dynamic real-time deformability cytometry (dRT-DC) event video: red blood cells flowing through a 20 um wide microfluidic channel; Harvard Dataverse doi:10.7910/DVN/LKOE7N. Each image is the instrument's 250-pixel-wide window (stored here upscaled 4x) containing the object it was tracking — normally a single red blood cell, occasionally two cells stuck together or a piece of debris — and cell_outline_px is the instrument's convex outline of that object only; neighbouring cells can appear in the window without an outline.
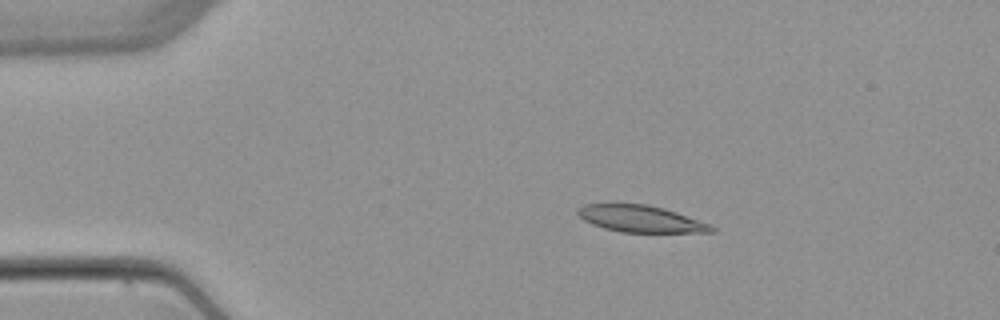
{"species": "common noctule bat (a hibernating species)", "species_latin": "Nyctalus noctula", "temperature_condition": "warm", "stored_images_in_passage": 4, "segment_of_instrument_passage": [1, 2], "camera_frame_rate_fps": 3000, "um_per_image_px": 0.085, "animal": {"sex": "female", "body_mass_g": 22.7, "forearm_length_mm": 54.2}, "frame": {"image": 1, "passage_image": 2, "time_ms": 1.333, "image_size_px": [1000, 320], "cell_outline_px": [[716, 232], [620, 232], [604, 228], [592, 224], [584, 220], [576, 212], [584, 204], [616, 200], [648, 204], [664, 208], [676, 212], [708, 224], [716, 228]], "centroid_in_image_um": [54.36, 18.54], "position_along_channel_um": 30.6, "area_um2": 21.5}}